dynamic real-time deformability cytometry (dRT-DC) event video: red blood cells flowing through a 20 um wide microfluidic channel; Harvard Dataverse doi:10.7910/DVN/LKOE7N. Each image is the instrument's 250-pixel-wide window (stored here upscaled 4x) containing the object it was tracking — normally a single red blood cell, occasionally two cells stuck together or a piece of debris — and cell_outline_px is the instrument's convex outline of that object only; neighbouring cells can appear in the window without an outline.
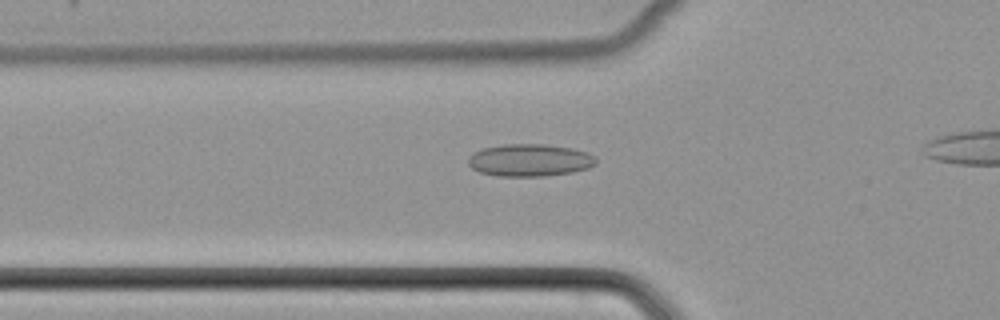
{"species": "common noctule bat (a hibernating species)", "species_latin": "Nyctalus noctula", "temperature_condition": "cold", "stored_images_in_passage": 30, "camera_frame_rate_fps": 3000, "um_per_image_px": 0.085, "animal": {"sex": "female", "body_mass_g": 22.7, "forearm_length_mm": 54.2}, "frame": {"image": 1, "passage_image": 6, "time_ms": 1.667, "image_size_px": [1000, 320], "cell_outline_px": [[596, 164], [588, 168], [572, 172], [544, 176], [500, 176], [480, 172], [472, 168], [468, 164], [468, 156], [472, 152], [484, 148], [504, 144], [544, 144], [572, 148], [588, 152], [596, 156]], "centroid_in_image_um": [45.03, 13.61], "position_along_channel_um": 80.8, "area_um2": 24.22}}
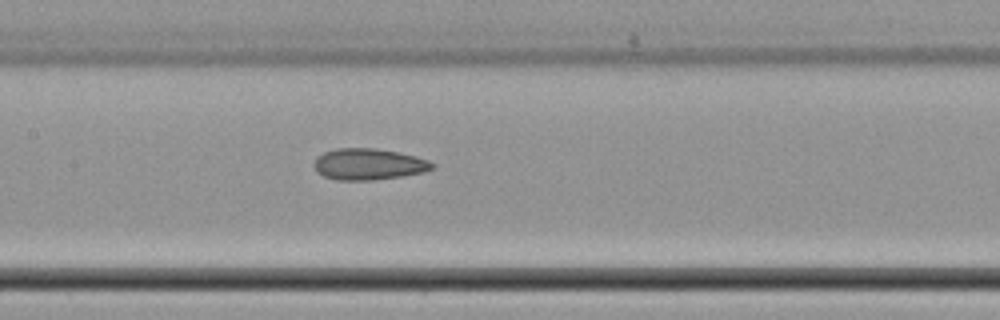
{"frame": {"image": 2, "passage_image": 13, "time_ms": 4.0, "image_size_px": [1000, 320], "cell_outline_px": [[436, 164], [432, 168], [424, 172], [400, 176], [372, 180], [336, 180], [324, 176], [316, 172], [312, 164], [316, 156], [324, 152], [336, 148], [376, 148], [416, 156], [428, 160]], "centroid_in_image_um": [31.28, 13.95], "position_along_channel_um": 176.1, "area_um2": 21.68}}
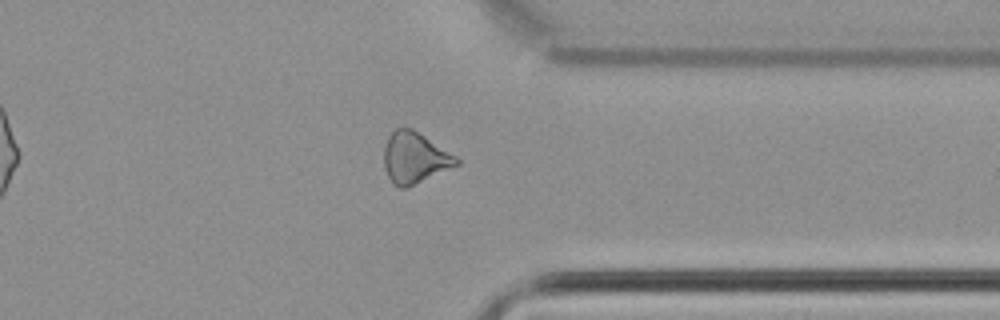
{"frame": {"image": 3, "passage_image": 28, "time_ms": 9.0, "image_size_px": [1000, 320], "cell_outline_px": [[460, 164], [404, 188], [400, 188], [392, 184], [384, 168], [384, 148], [388, 136], [396, 128], [412, 128], [456, 156], [460, 160]], "centroid_in_image_um": [35.22, 13.41], "position_along_channel_um": 376.2, "area_um2": 21.33}}